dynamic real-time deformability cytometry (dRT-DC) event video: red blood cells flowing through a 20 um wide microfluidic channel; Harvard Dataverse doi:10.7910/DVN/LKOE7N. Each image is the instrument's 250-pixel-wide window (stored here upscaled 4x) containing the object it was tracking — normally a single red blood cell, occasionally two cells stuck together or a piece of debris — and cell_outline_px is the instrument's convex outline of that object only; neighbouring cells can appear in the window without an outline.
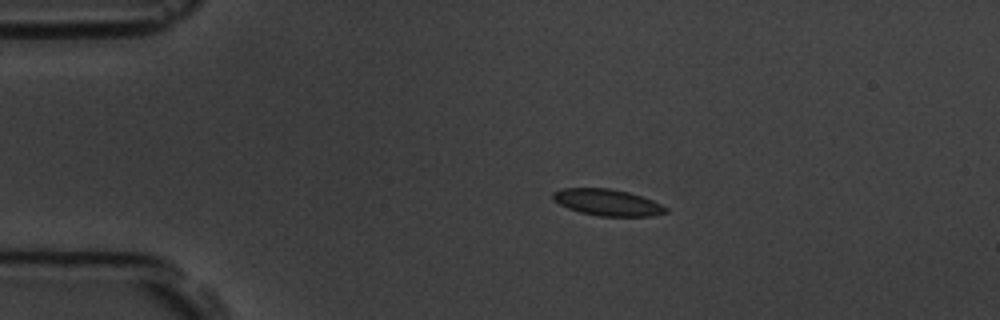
{"species": "common noctule bat (a hibernating species)", "species_latin": "Nyctalus noctula", "temperature_condition": "room temperature", "stored_images_in_passage": 6, "camera_frame_rate_fps": 3000, "um_per_image_px": 0.085, "animal": {"sex": "male", "body_mass_g": 19.5, "forearm_length_mm": 54.6}, "frame": {"image": 1, "passage_image": 3, "time_ms": 2.333, "image_size_px": [1000, 320], "cell_outline_px": [[668, 212], [652, 216], [600, 216], [580, 212], [568, 208], [552, 200], [552, 192], [564, 188], [612, 188], [628, 192], [652, 200], [668, 208]], "centroid_in_image_um": [51.62, 17.2], "position_along_channel_um": 33.4, "area_um2": 17.4}}
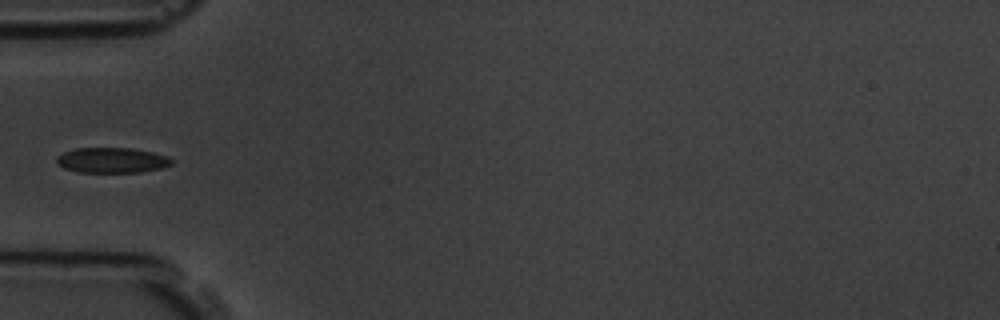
{"frame": {"image": 2, "passage_image": 5, "time_ms": 4.667, "image_size_px": [1000, 320], "cell_outline_px": [[172, 164], [160, 168], [140, 172], [80, 172], [64, 168], [56, 164], [56, 156], [64, 152], [76, 148], [132, 148], [152, 152], [168, 156], [172, 160]], "centroid_in_image_um": [9.49, 13.61], "position_along_channel_um": 75.5, "area_um2": 16.94}}
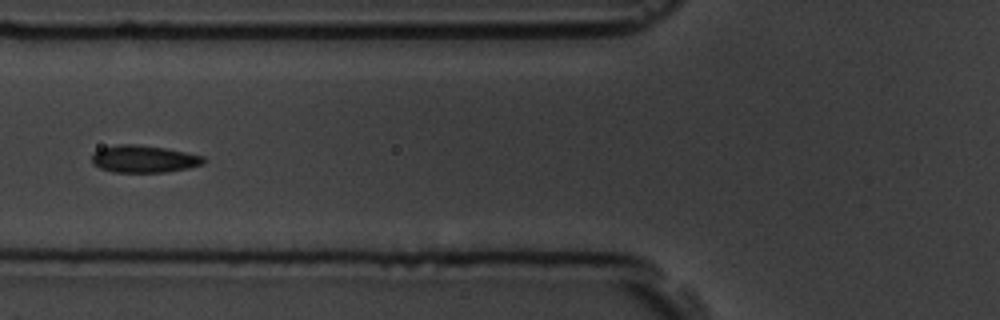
{"frame": {"image": 3, "passage_image": 6, "time_ms": 5.667, "image_size_px": [1000, 320], "cell_outline_px": [[204, 160], [200, 164], [188, 168], [164, 172], [112, 172], [100, 168], [92, 164], [92, 152], [100, 148], [116, 144], [136, 144], [164, 148], [204, 156]], "centroid_in_image_um": [12.14, 13.5], "position_along_channel_um": 113.7, "area_um2": 17.69}}